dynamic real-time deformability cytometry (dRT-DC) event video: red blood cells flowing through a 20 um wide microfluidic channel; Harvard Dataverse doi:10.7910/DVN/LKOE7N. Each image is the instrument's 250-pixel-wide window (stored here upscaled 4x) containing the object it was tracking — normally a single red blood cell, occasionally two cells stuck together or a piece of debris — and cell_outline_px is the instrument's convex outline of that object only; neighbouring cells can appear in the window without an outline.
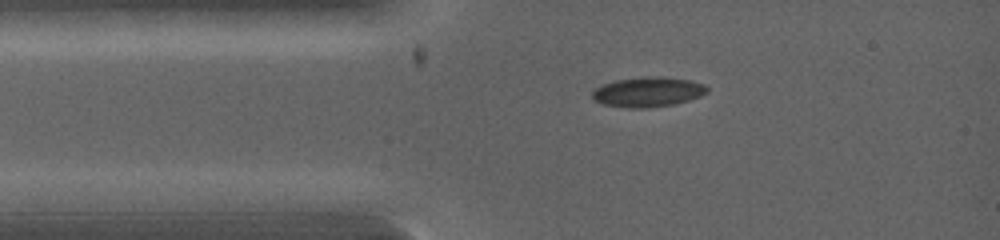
{"species": "common noctule bat (a hibernating species)", "species_latin": "Nyctalus noctula", "temperature_condition": "warm", "stored_images_in_passage": 7, "camera_frame_rate_fps": 5000, "um_per_image_px": 0.085, "animal": {"sex": "female", "body_mass_g": 19.0, "forearm_length_mm": 53.3}, "frame": {"image": 1, "passage_image": 1, "time_ms": 0.0, "image_size_px": [1000, 240], "cell_outline_px": [[708, 92], [700, 96], [688, 100], [672, 104], [648, 108], [628, 108], [604, 104], [596, 100], [592, 96], [592, 92], [596, 88], [604, 84], [616, 80], [648, 76], [664, 76], [688, 80], [704, 84], [708, 88]], "centroid_in_image_um": [55.09, 7.81], "position_along_channel_um": 29.9, "area_um2": 19.83}}
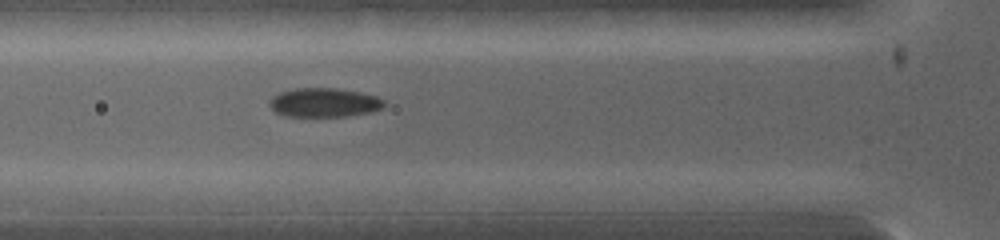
{"frame": {"image": 2, "passage_image": 5, "time_ms": 1.4, "image_size_px": [1000, 240], "cell_outline_px": [[384, 104], [380, 108], [372, 112], [348, 116], [288, 116], [276, 112], [268, 104], [268, 100], [272, 96], [280, 92], [296, 88], [336, 88], [360, 92], [376, 96], [384, 100]], "centroid_in_image_um": [27.53, 8.71], "position_along_channel_um": 98.3, "area_um2": 19.36}}
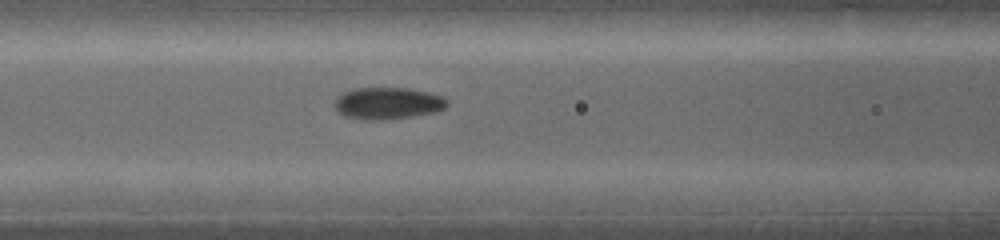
{"frame": {"image": 3, "passage_image": 7, "time_ms": 2.0, "image_size_px": [1000, 240], "cell_outline_px": [[448, 104], [444, 108], [436, 112], [412, 116], [380, 120], [364, 120], [344, 116], [332, 104], [336, 96], [344, 92], [356, 88], [408, 88], [428, 92], [444, 96], [448, 100]], "centroid_in_image_um": [32.95, 8.77], "position_along_channel_um": 133.7, "area_um2": 21.04}}